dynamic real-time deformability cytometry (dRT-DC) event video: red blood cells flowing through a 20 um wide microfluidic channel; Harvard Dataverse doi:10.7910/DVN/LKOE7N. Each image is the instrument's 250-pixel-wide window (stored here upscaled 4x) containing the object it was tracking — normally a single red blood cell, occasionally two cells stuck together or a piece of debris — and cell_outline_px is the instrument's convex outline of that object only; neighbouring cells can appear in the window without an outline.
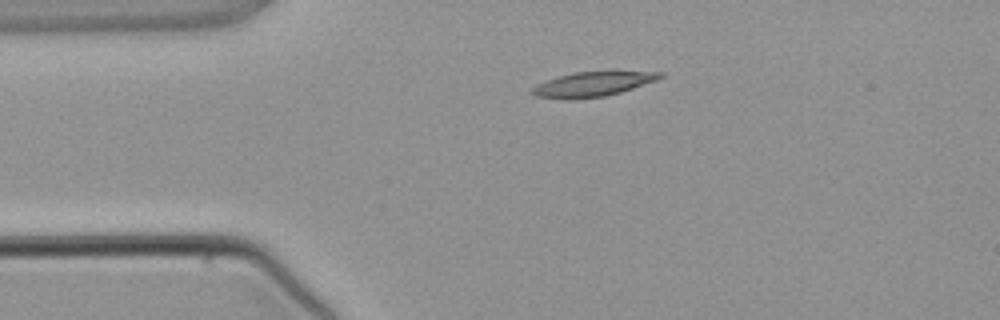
{"species": "common noctule bat (a hibernating species)", "species_latin": "Nyctalus noctula", "temperature_condition": "warm", "stored_images_in_passage": 4, "camera_frame_rate_fps": 3000, "um_per_image_px": 0.085, "animal": {"sex": "male", "body_mass_g": 21.5, "forearm_length_mm": 52.0}, "frame": {"image": 1, "passage_image": 2, "time_ms": 2.0, "image_size_px": [1000, 320], "cell_outline_px": [[664, 76], [656, 80], [620, 92], [604, 96], [572, 100], [564, 100], [536, 96], [532, 92], [532, 88], [536, 84], [560, 76], [576, 72], [664, 72]], "centroid_in_image_um": [50.34, 7.17], "position_along_channel_um": 34.7, "area_um2": 18.03}}
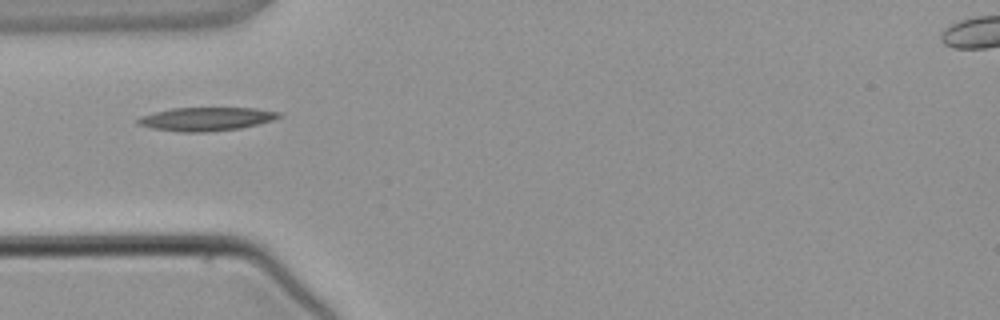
{"frame": {"image": 2, "passage_image": 3, "time_ms": 3.333, "image_size_px": [1000, 320], "cell_outline_px": [[284, 116], [272, 120], [240, 128], [208, 132], [180, 132], [152, 128], [136, 124], [136, 120], [140, 116], [172, 108], [256, 108], [280, 112]], "centroid_in_image_um": [17.52, 10.11], "position_along_channel_um": 67.5, "area_um2": 19.31}}